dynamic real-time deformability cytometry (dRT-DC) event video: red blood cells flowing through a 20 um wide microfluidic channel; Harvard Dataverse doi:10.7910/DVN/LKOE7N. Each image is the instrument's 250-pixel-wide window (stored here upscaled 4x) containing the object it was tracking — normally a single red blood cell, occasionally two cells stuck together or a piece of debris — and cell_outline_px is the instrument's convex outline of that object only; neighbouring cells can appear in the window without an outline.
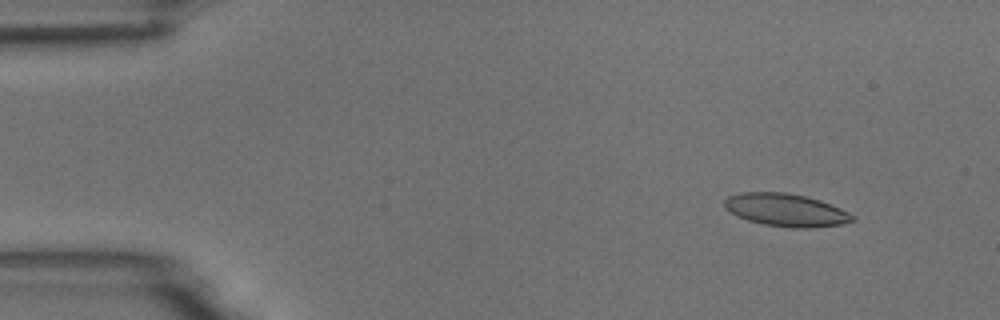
{"species": "common noctule bat (a hibernating species)", "species_latin": "Nyctalus noctula", "temperature_condition": "room temperature", "stored_images_in_passage": 5, "camera_frame_rate_fps": 3000, "um_per_image_px": 0.085, "animal": {"sex": "male", "body_mass_g": 18.8}, "frame": {"image": 1, "passage_image": 1, "time_ms": 0.0, "image_size_px": [1000, 320], "cell_outline_px": [[856, 220], [840, 224], [808, 228], [792, 228], [764, 224], [748, 220], [724, 208], [724, 200], [728, 196], [740, 192], [784, 192], [804, 196], [820, 200], [840, 208], [856, 216]], "centroid_in_image_um": [66.81, 17.84], "position_along_channel_um": 18.2, "area_um2": 24.28}}